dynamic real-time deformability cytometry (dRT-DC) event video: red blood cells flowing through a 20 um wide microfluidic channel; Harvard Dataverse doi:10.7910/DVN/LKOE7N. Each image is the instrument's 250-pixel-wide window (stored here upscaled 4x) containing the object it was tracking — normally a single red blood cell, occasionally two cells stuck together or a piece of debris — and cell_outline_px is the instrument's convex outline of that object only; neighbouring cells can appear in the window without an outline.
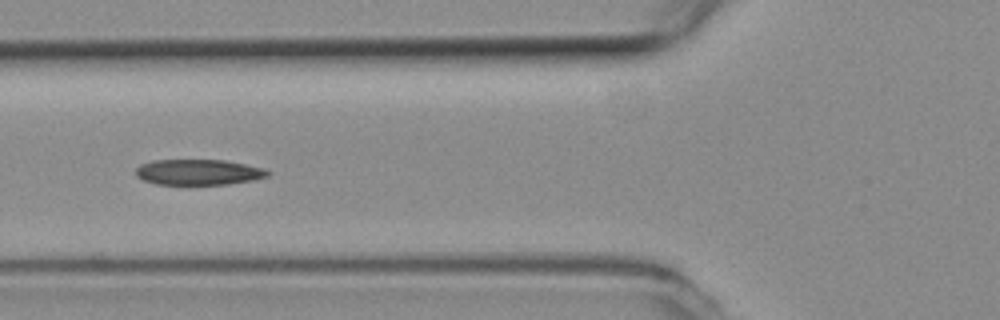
{"species": "common noctule bat (a hibernating species)", "species_latin": "Nyctalus noctula", "temperature_condition": "room temperature", "stored_images_in_passage": 8, "camera_frame_rate_fps": 3000, "um_per_image_px": 0.085, "animal": {"sex": "female", "body_mass_g": 19.3, "forearm_length_mm": 54.1}, "frame": {"image": 1, "passage_image": 6, "time_ms": 1.667, "image_size_px": [1000, 320], "cell_outline_px": [[272, 172], [268, 176], [252, 180], [228, 184], [156, 184], [144, 180], [136, 176], [136, 168], [140, 164], [152, 160], [224, 160], [264, 168]], "centroid_in_image_um": [16.87, 14.63], "position_along_channel_um": 108.9, "area_um2": 19.65}}
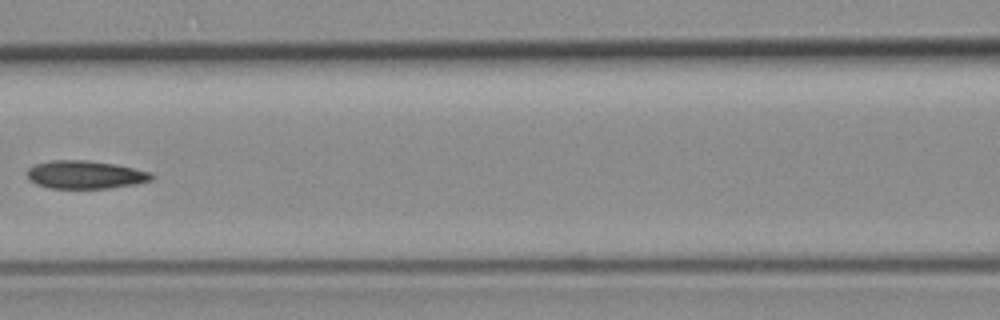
{"frame": {"image": 2, "passage_image": 7, "time_ms": 2.0, "image_size_px": [1000, 320], "cell_outline_px": [[156, 176], [152, 180], [136, 184], [108, 188], [52, 188], [36, 184], [28, 180], [28, 168], [36, 164], [52, 160], [84, 160], [112, 164], [152, 172]], "centroid_in_image_um": [7.26, 14.85], "position_along_channel_um": 159.3, "area_um2": 20.23}}
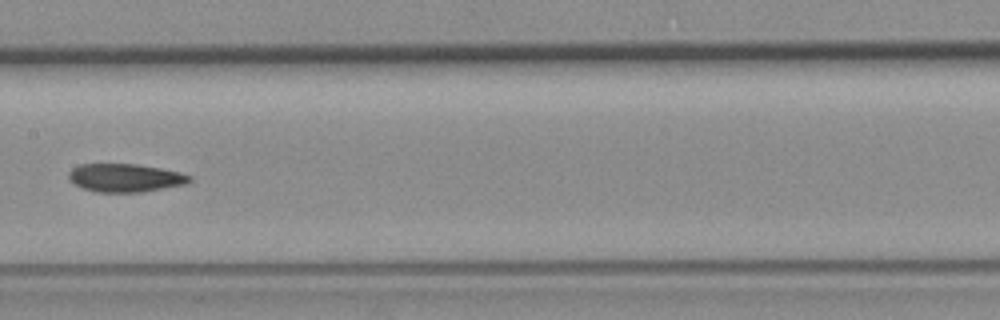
{"frame": {"image": 3, "passage_image": 8, "time_ms": 2.333, "image_size_px": [1000, 320], "cell_outline_px": [[192, 180], [188, 184], [140, 192], [96, 192], [84, 188], [68, 180], [68, 172], [72, 168], [80, 164], [136, 164], [160, 168], [180, 172], [192, 176]], "centroid_in_image_um": [10.66, 15.11], "position_along_channel_um": 196.7, "area_um2": 19.94}}